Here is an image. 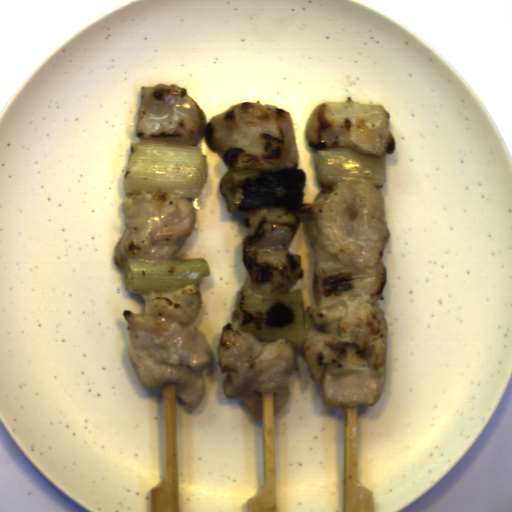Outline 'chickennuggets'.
Segmentation results:
<instances>
[{"mask_svg": "<svg viewBox=\"0 0 512 512\" xmlns=\"http://www.w3.org/2000/svg\"><path fill=\"white\" fill-rule=\"evenodd\" d=\"M186 87H141L134 135L140 141L195 144L203 136L229 169L283 171L298 166L294 121L276 105L244 101L206 123Z\"/></svg>", "mask_w": 512, "mask_h": 512, "instance_id": "1", "label": "chicken nuggets"}, {"mask_svg": "<svg viewBox=\"0 0 512 512\" xmlns=\"http://www.w3.org/2000/svg\"><path fill=\"white\" fill-rule=\"evenodd\" d=\"M374 296L354 295L308 313L322 330L305 333L302 345L313 380L320 381L327 407L372 406L385 391L389 339L386 314Z\"/></svg>", "mask_w": 512, "mask_h": 512, "instance_id": "2", "label": "chicken nuggets"}, {"mask_svg": "<svg viewBox=\"0 0 512 512\" xmlns=\"http://www.w3.org/2000/svg\"><path fill=\"white\" fill-rule=\"evenodd\" d=\"M141 296L144 314L122 311L133 370L151 393L175 384V394L194 410L204 398L203 368L215 359L209 342L193 326L203 305L201 292L196 284H187L174 292Z\"/></svg>", "mask_w": 512, "mask_h": 512, "instance_id": "3", "label": "chicken nuggets"}, {"mask_svg": "<svg viewBox=\"0 0 512 512\" xmlns=\"http://www.w3.org/2000/svg\"><path fill=\"white\" fill-rule=\"evenodd\" d=\"M301 210L321 280L379 266L391 233L384 197L375 184L361 179L326 185Z\"/></svg>", "mask_w": 512, "mask_h": 512, "instance_id": "4", "label": "chicken nuggets"}, {"mask_svg": "<svg viewBox=\"0 0 512 512\" xmlns=\"http://www.w3.org/2000/svg\"><path fill=\"white\" fill-rule=\"evenodd\" d=\"M225 398L244 401L255 421L263 420V393H274V416L289 399V372L299 370L297 352L284 338L260 341L252 332L238 328V321L226 323L217 344Z\"/></svg>", "mask_w": 512, "mask_h": 512, "instance_id": "5", "label": "chicken nuggets"}, {"mask_svg": "<svg viewBox=\"0 0 512 512\" xmlns=\"http://www.w3.org/2000/svg\"><path fill=\"white\" fill-rule=\"evenodd\" d=\"M199 194V190L162 189L124 198L126 229L114 249L113 263L123 271L129 259H176L195 226L192 201Z\"/></svg>", "mask_w": 512, "mask_h": 512, "instance_id": "6", "label": "chicken nuggets"}, {"mask_svg": "<svg viewBox=\"0 0 512 512\" xmlns=\"http://www.w3.org/2000/svg\"><path fill=\"white\" fill-rule=\"evenodd\" d=\"M243 220L249 233L242 241V289L266 296L289 292L305 277L301 255L289 250L301 220L299 211L267 206L244 212Z\"/></svg>", "mask_w": 512, "mask_h": 512, "instance_id": "7", "label": "chicken nuggets"}, {"mask_svg": "<svg viewBox=\"0 0 512 512\" xmlns=\"http://www.w3.org/2000/svg\"><path fill=\"white\" fill-rule=\"evenodd\" d=\"M390 121L384 106L350 99L326 101L313 110L306 125V141L316 150L346 146L358 153L392 154L396 140Z\"/></svg>", "mask_w": 512, "mask_h": 512, "instance_id": "8", "label": "chicken nuggets"}]
</instances>
